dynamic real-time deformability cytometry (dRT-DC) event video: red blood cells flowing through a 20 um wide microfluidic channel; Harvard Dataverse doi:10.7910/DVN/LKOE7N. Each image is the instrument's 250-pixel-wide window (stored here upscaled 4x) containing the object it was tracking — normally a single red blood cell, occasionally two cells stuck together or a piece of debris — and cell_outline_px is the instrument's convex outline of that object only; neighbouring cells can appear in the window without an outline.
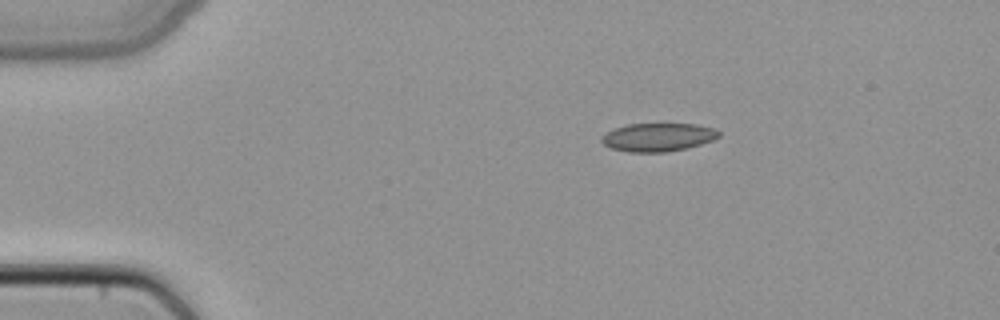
{"species": "common noctule bat (a hibernating species)", "species_latin": "Nyctalus noctula", "temperature_condition": "cold", "stored_images_in_passage": 41, "camera_frame_rate_fps": 3000, "um_per_image_px": 0.085, "animal": {"sex": "female", "body_mass_g": 22.7, "forearm_length_mm": 54.2}, "frame": {"image": 1, "passage_image": 1, "time_ms": 0.0, "image_size_px": [1000, 320], "cell_outline_px": [[720, 136], [712, 140], [688, 148], [664, 152], [628, 152], [612, 148], [604, 144], [600, 140], [600, 136], [616, 128], [628, 124], [696, 124], [716, 128], [720, 132]], "centroid_in_image_um": [55.95, 11.66], "position_along_channel_um": 29.0, "area_um2": 19.31}}
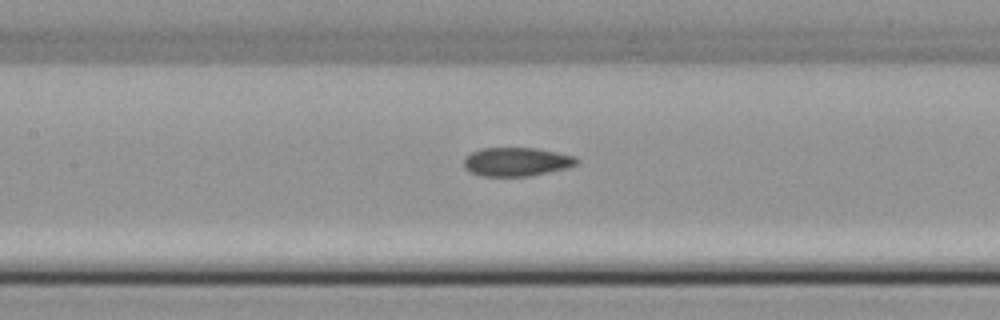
{"frame": {"image": 2, "passage_image": 15, "time_ms": 4.667, "image_size_px": [1000, 320], "cell_outline_px": [[580, 160], [576, 164], [568, 168], [528, 176], [480, 176], [468, 172], [464, 168], [464, 156], [480, 148], [536, 148], [576, 156]], "centroid_in_image_um": [43.88, 13.75], "position_along_channel_um": 163.5, "area_um2": 19.07}}
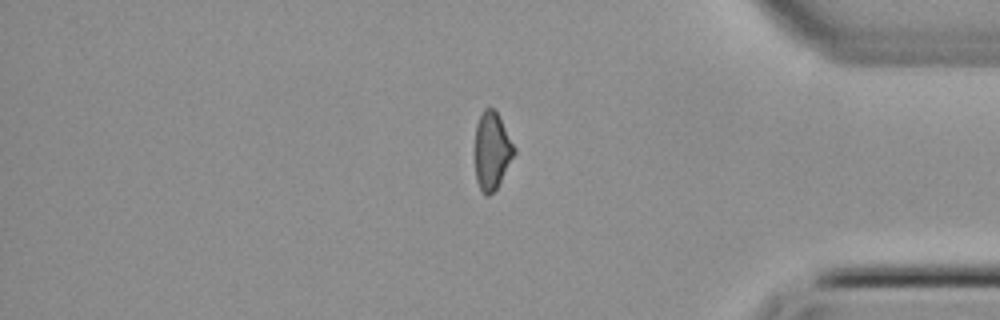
{"frame": {"image": 3, "passage_image": 33, "time_ms": 10.667, "image_size_px": [1000, 320], "cell_outline_px": [[516, 152], [496, 188], [488, 196], [484, 196], [476, 180], [476, 124], [484, 108], [492, 108], [500, 116], [516, 148]], "centroid_in_image_um": [41.83, 12.8], "position_along_channel_um": 393.4, "area_um2": 17.51}}